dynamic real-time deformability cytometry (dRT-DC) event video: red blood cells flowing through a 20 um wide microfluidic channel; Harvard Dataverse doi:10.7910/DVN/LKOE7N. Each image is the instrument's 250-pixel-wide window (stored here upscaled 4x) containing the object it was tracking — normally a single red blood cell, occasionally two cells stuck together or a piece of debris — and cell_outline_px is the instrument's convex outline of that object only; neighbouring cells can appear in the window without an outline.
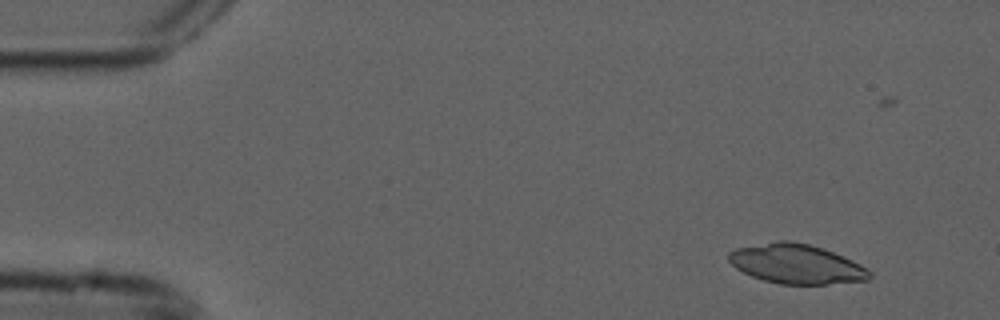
{"species": "common noctule bat (a hibernating species)", "species_latin": "Nyctalus noctula", "temperature_condition": "cold", "stored_images_in_passage": 4, "camera_frame_rate_fps": 3000, "um_per_image_px": 0.085, "animal": {"sex": "male", "forearm_length_mm": 52.5}, "frame": {"image": 1, "passage_image": 1, "time_ms": 0.0, "image_size_px": [1000, 320], "cell_outline_px": [[872, 276], [868, 280], [828, 284], [780, 284], [764, 280], [752, 276], [736, 268], [728, 260], [728, 252], [736, 248], [776, 240], [788, 240], [808, 244], [832, 252], [852, 260], [868, 268], [872, 272]], "centroid_in_image_um": [67.69, 22.43], "position_along_channel_um": 17.3, "area_um2": 32.37}}